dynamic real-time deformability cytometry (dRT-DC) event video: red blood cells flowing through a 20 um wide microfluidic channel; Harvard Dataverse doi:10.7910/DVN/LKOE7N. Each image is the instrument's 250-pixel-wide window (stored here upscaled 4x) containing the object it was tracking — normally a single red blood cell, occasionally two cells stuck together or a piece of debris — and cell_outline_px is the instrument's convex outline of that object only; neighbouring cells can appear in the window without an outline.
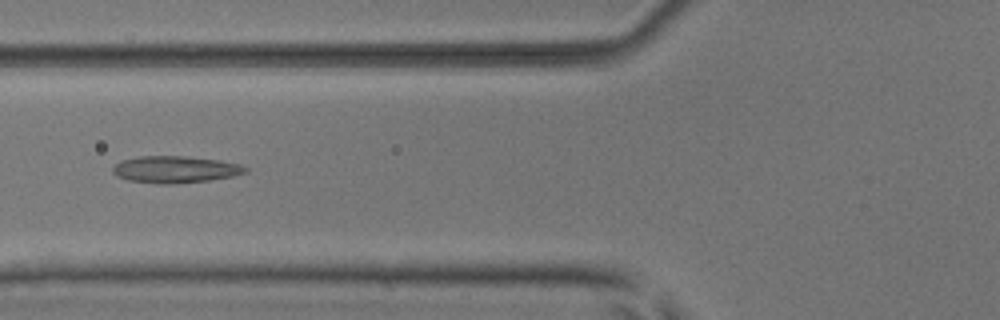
{"species": "common noctule bat (a hibernating species)", "species_latin": "Nyctalus noctula", "temperature_condition": "room temperature", "stored_images_in_passage": 53, "camera_frame_rate_fps": 3000, "um_per_image_px": 0.085, "animal": {"sex": "male", "body_mass_g": 17.9, "forearm_length_mm": 54.2}, "frame": {"image": 1, "passage_image": 21, "time_ms": 6.667, "image_size_px": [1000, 320], "cell_outline_px": [[248, 172], [232, 176], [208, 180], [172, 184], [156, 184], [128, 180], [116, 176], [112, 172], [112, 168], [120, 160], [140, 156], [188, 156], [220, 160], [240, 164], [248, 168]], "centroid_in_image_um": [14.88, 14.4], "position_along_channel_um": 110.9, "area_um2": 20.92}}
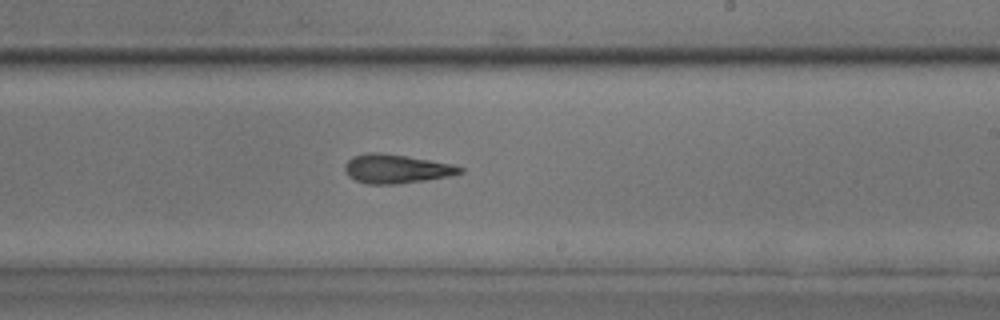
{"frame": {"image": 2, "passage_image": 32, "time_ms": 10.333, "image_size_px": [1000, 320], "cell_outline_px": [[464, 172], [452, 176], [396, 184], [368, 184], [356, 180], [348, 176], [344, 168], [344, 164], [352, 156], [368, 152], [380, 152], [452, 164], [464, 168]], "centroid_in_image_um": [33.67, 14.35], "position_along_channel_um": 255.3, "area_um2": 19.36}}
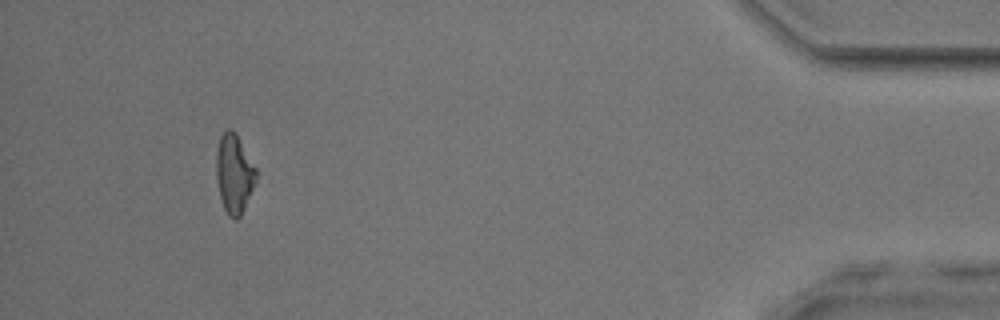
{"frame": {"image": 3, "passage_image": 49, "time_ms": 16.0, "image_size_px": [1000, 320], "cell_outline_px": [[256, 184], [240, 216], [236, 220], [228, 216], [224, 208], [220, 196], [216, 176], [216, 152], [220, 136], [228, 128], [232, 128], [236, 132], [256, 168]], "centroid_in_image_um": [19.91, 14.75], "position_along_channel_um": 415.3, "area_um2": 18.44}, "authors_computed_cell_mechanics": {"area_um2": 19.363, "velocity_mm_per_s": 3.9512, "shape_relaxation_time_tau1_ms": null, "shape_relaxation_time_tau2_ms": 4.7046, "deformation_change_tau1": null, "deformation_change_tau2": 0.1476}}